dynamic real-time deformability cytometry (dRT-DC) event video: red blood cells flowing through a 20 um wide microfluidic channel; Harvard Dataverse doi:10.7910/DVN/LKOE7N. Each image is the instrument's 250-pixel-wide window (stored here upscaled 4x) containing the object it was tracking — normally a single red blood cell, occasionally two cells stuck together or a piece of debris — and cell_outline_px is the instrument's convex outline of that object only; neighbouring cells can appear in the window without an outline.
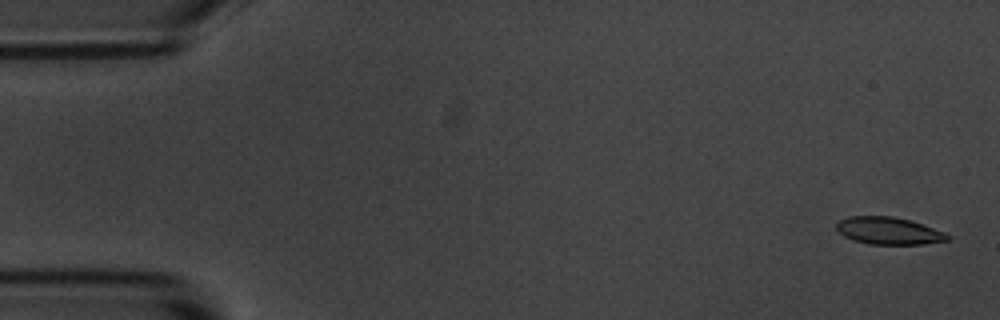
{"species": "common noctule bat (a hibernating species)", "species_latin": "Nyctalus noctula", "temperature_condition": "room temperature", "stored_images_in_passage": 5, "camera_frame_rate_fps": 3000, "um_per_image_px": 0.085, "animal": {"sex": "male", "body_mass_g": 20.1, "forearm_length_mm": 53.5}, "frame": {"image": 1, "passage_image": 1, "time_ms": 0.0, "image_size_px": [1000, 320], "cell_outline_px": [[952, 236], [948, 240], [924, 244], [868, 244], [852, 240], [844, 236], [836, 228], [836, 224], [840, 220], [848, 216], [892, 216], [908, 220], [944, 232]], "centroid_in_image_um": [75.51, 19.62], "position_along_channel_um": 9.5, "area_um2": 17.51}}